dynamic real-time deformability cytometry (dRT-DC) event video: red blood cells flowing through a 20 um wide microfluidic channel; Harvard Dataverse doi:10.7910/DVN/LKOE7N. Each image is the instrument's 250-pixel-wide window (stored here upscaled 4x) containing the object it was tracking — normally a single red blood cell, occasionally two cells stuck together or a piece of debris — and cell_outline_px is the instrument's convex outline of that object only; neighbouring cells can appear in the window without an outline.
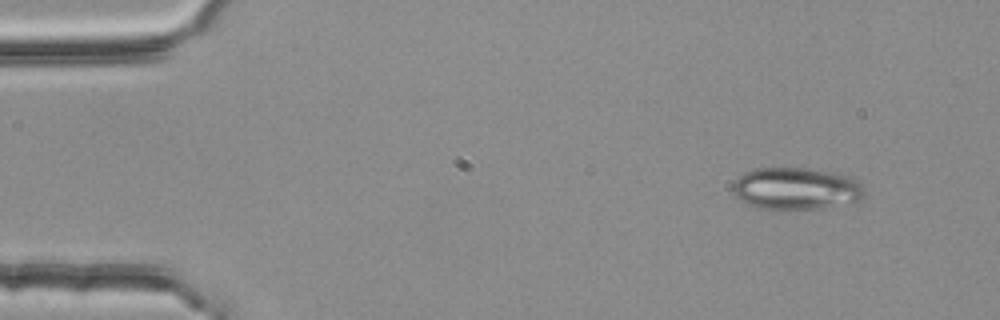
{"species": "common noctule bat (a hibernating species)", "species_latin": "Nyctalus noctula", "temperature_condition": "room temperature", "stored_images_in_passage": 49, "camera_frame_rate_fps": 3000, "um_per_image_px": 0.085, "animal": {"sex": "female", "body_mass_g": 25.1}, "frame": {"image": 1, "passage_image": 1, "time_ms": 0.0, "image_size_px": [1000, 320], "cell_outline_px": [[864, 192], [860, 200], [820, 208], [756, 208], [748, 204], [736, 196], [732, 188], [732, 184], [744, 172], [756, 168], [804, 168], [840, 172], [864, 184]], "centroid_in_image_um": [67.68, 16.0], "position_along_channel_um": 17.3, "area_um2": 32.08}}
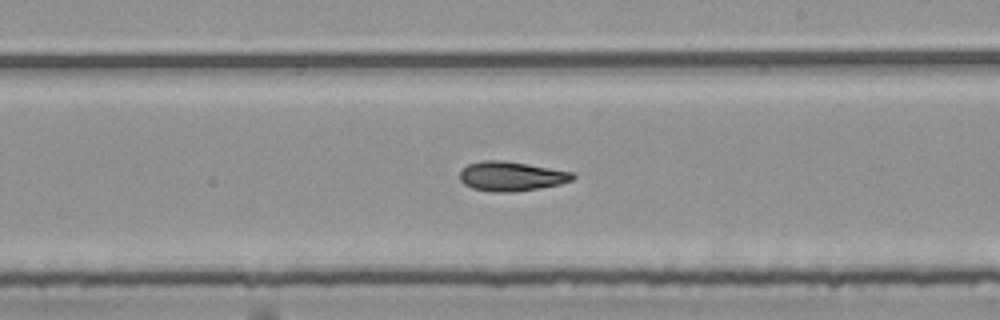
{"frame": {"image": 2, "passage_image": 27, "time_ms": 8.667, "image_size_px": [1000, 320], "cell_outline_px": [[576, 176], [572, 180], [560, 184], [540, 188], [512, 192], [492, 192], [472, 188], [464, 184], [460, 180], [460, 172], [468, 164], [480, 160], [504, 160], [528, 164], [572, 172]], "centroid_in_image_um": [43.44, 14.98], "position_along_channel_um": 245.6, "area_um2": 19.42}}
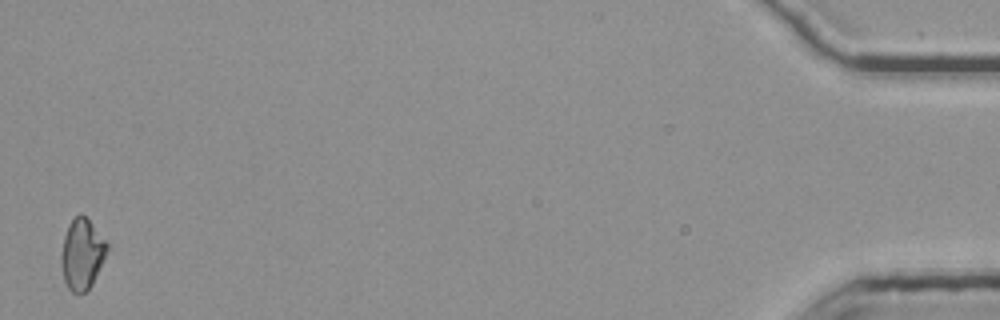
{"frame": {"image": 3, "passage_image": 49, "time_ms": 16.0, "image_size_px": [1000, 320], "cell_outline_px": [[108, 252], [92, 284], [84, 292], [76, 296], [68, 288], [64, 280], [60, 264], [60, 256], [64, 236], [68, 224], [80, 212], [88, 220], [108, 244]], "centroid_in_image_um": [6.95, 21.63], "position_along_channel_um": 428.3, "area_um2": 18.9}, "authors_computed_cell_mechanics": {"area_um2": 19.1318, "velocity_mm_per_s": 3.8063, "shape_relaxation_time_tau1_ms": 10.9958, "shape_relaxation_time_tau2_ms": 5.6053, "deformation_change_tau1": 0.2208, "deformation_change_tau2": 0.1298}}